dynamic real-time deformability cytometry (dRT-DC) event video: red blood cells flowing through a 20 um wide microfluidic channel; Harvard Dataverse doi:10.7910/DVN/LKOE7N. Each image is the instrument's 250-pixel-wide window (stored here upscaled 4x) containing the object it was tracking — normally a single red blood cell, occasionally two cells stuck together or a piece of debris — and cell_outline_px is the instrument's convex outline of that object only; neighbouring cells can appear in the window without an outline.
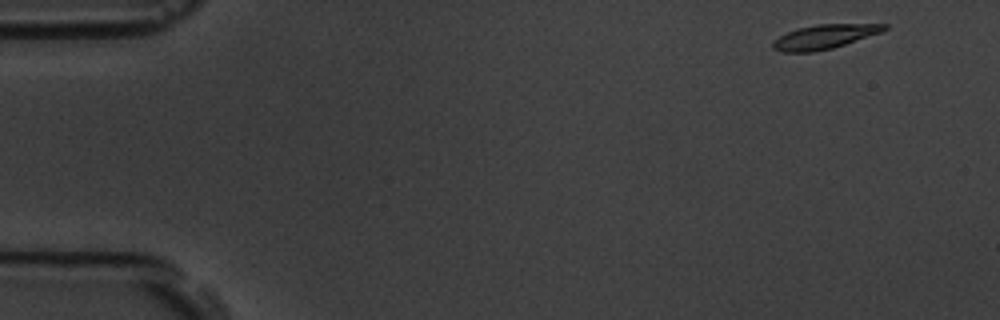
{"species": "common noctule bat (a hibernating species)", "species_latin": "Nyctalus noctula", "temperature_condition": "room temperature", "stored_images_in_passage": 54, "camera_frame_rate_fps": 3000, "um_per_image_px": 0.085, "animal": {"sex": "male", "body_mass_g": 19.5, "forearm_length_mm": 54.6}, "frame": {"image": 1, "passage_image": 1, "time_ms": 0.0, "image_size_px": [1000, 320], "cell_outline_px": [[888, 28], [880, 32], [832, 48], [812, 52], [784, 52], [772, 48], [772, 40], [796, 28], [816, 24], [888, 24]], "centroid_in_image_um": [70.02, 3.12], "position_along_channel_um": 15.0, "area_um2": 15.55}}
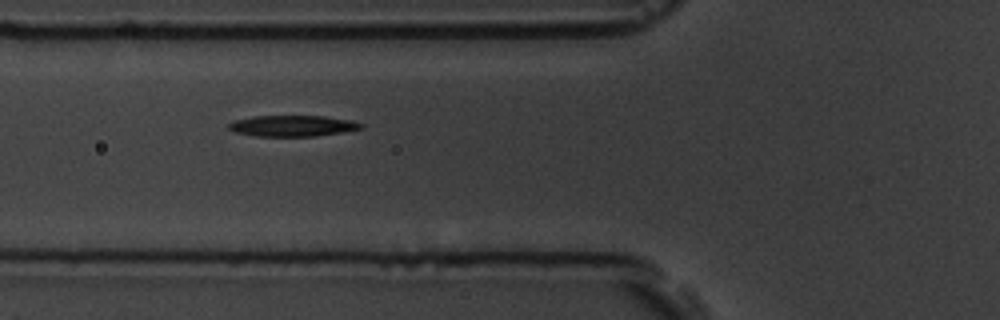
{"frame": {"image": 2, "passage_image": 18, "time_ms": 5.667, "image_size_px": [1000, 320], "cell_outline_px": [[364, 128], [344, 132], [316, 136], [256, 136], [236, 132], [228, 128], [228, 124], [232, 120], [252, 116], [324, 116], [352, 120], [364, 124]], "centroid_in_image_um": [24.89, 10.69], "position_along_channel_um": 100.9, "area_um2": 16.36}}
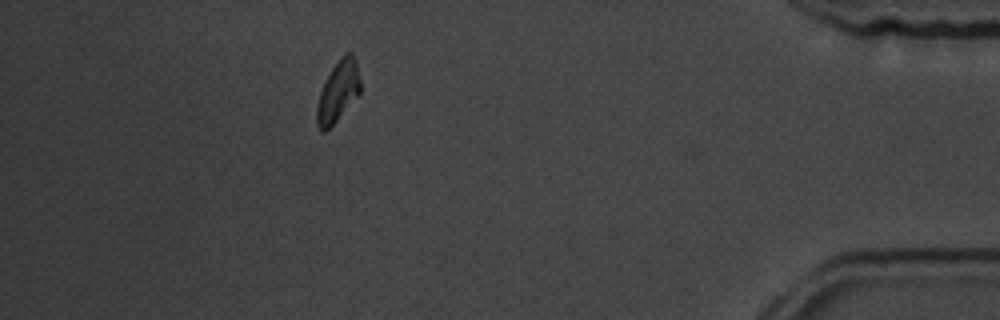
{"frame": {"image": 3, "passage_image": 48, "time_ms": 15.667, "image_size_px": [1000, 320], "cell_outline_px": [[360, 92], [336, 120], [324, 132], [320, 132], [316, 124], [316, 108], [320, 92], [332, 68], [344, 52], [352, 52], [356, 60], [360, 80]], "centroid_in_image_um": [28.72, 7.75], "position_along_channel_um": 406.5, "area_um2": 15.14}, "authors_computed_cell_mechanics": {"area_um2": 16.1262, "velocity_mm_per_s": 3.5576, "shape_relaxation_time_tau1_ms": 3.3736, "shape_relaxation_time_tau2_ms": null, "deformation_change_tau1": 0.1517, "deformation_change_tau2": null}}